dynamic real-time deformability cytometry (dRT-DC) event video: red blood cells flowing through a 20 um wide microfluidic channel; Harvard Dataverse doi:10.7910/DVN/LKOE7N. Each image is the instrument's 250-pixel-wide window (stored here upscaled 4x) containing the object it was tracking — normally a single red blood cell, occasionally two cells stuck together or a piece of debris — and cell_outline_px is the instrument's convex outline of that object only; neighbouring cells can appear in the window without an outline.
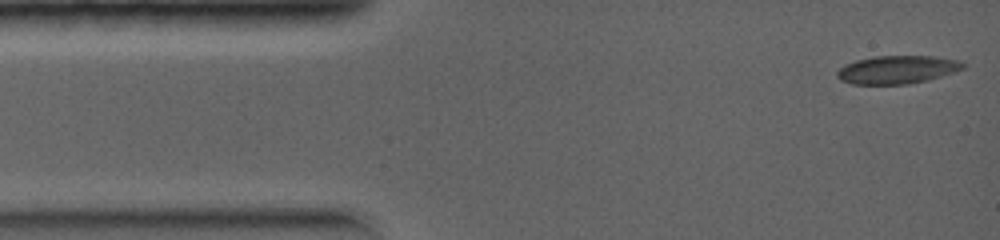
{"species": "common noctule bat (a hibernating species)", "species_latin": "Nyctalus noctula", "temperature_condition": "warm", "stored_images_in_passage": 43, "camera_frame_rate_fps": 5000, "um_per_image_px": 0.085, "animal": {"sex": "female", "body_mass_g": 19.0, "forearm_length_mm": 56.7}, "frame": {"image": 1, "passage_image": 1, "time_ms": 0.0, "image_size_px": [1000, 240], "cell_outline_px": [[964, 68], [928, 80], [908, 84], [852, 84], [840, 80], [836, 76], [836, 72], [844, 64], [856, 60], [876, 56], [932, 56], [960, 60], [964, 64]], "centroid_in_image_um": [76.22, 5.92], "position_along_channel_um": 8.8, "area_um2": 20.58}}
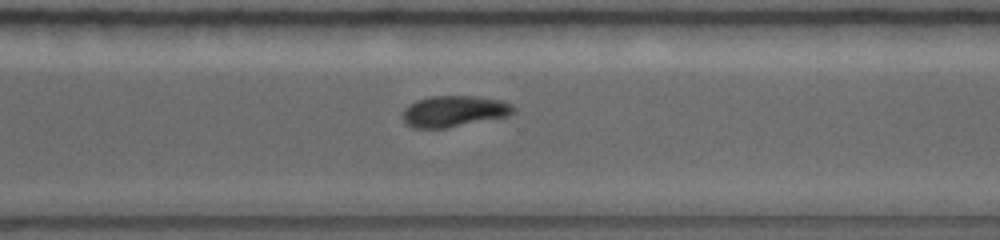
{"frame": {"image": 2, "passage_image": 27, "time_ms": 6.2, "image_size_px": [1000, 240], "cell_outline_px": [[516, 112], [508, 116], [444, 128], [412, 128], [404, 124], [404, 108], [416, 100], [432, 96], [476, 96], [500, 100], [512, 104], [516, 108]], "centroid_in_image_um": [38.61, 9.45], "position_along_channel_um": 332.0, "area_um2": 20.11}}
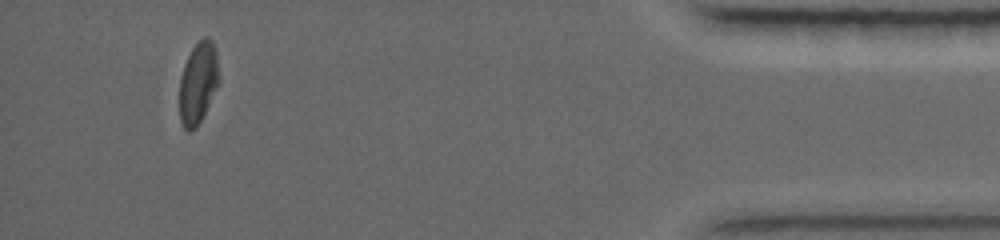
{"frame": {"image": 3, "passage_image": 39, "time_ms": 8.6, "image_size_px": [1000, 240], "cell_outline_px": [[220, 80], [204, 116], [196, 128], [188, 132], [184, 128], [180, 120], [180, 80], [184, 64], [192, 48], [204, 36], [208, 36], [212, 40], [216, 52]], "centroid_in_image_um": [16.85, 7.06], "position_along_channel_um": 418.3, "area_um2": 18.9}}